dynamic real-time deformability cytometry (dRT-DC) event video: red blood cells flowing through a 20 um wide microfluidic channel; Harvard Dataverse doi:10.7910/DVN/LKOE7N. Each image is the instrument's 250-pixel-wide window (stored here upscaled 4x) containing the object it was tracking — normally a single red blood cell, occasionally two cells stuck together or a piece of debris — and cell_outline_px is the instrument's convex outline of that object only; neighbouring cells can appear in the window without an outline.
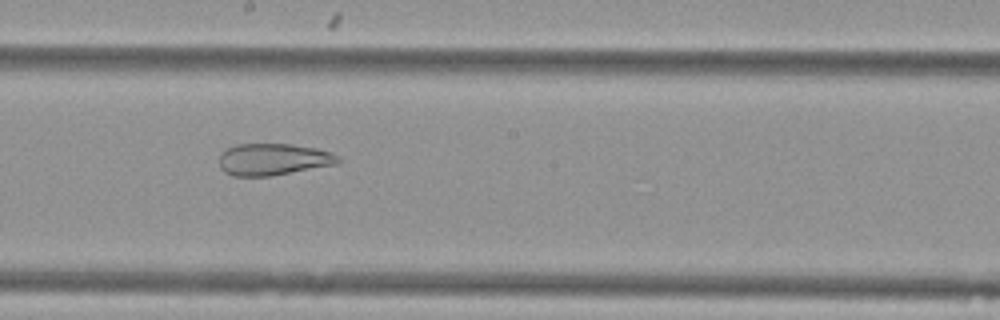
{"species": "Egyptian fruit bat (a non-hibernating species)", "species_latin": "Rousettus aegyptiacus", "temperature_condition": "cold", "stored_images_in_passage": 32, "camera_frame_rate_fps": 3000, "um_per_image_px": 0.085, "animal": {"sex": "female"}, "frame": {"image": 1, "passage_image": 14, "time_ms": 4.333, "image_size_px": [1000, 320], "cell_outline_px": [[340, 164], [272, 176], [232, 176], [224, 172], [220, 168], [220, 152], [236, 144], [292, 144], [316, 148], [332, 152], [340, 156]], "centroid_in_image_um": [23.26, 13.55], "position_along_channel_um": 224.9, "area_um2": 22.43}, "authors_computed_cell_mechanics": {"area_um2": 26.2701, "velocity_mm_per_s": 3.7584, "shape_relaxation_time_tau1_ms": null, "shape_relaxation_time_tau2_ms": 1.997, "deformation_change_tau1": null, "deformation_change_tau2": 0.0952}}